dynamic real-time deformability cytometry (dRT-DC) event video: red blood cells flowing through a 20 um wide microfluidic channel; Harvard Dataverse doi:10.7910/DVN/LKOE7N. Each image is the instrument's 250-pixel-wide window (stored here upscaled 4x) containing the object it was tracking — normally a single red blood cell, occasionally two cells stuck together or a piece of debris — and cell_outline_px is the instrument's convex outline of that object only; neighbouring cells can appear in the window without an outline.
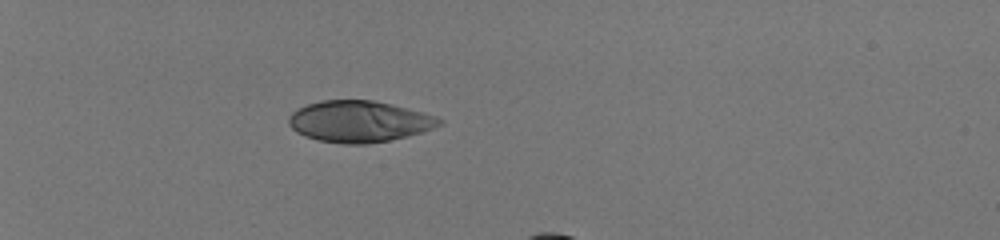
{"species": "human", "species_latin": "Homo sapiens", "temperature_condition": "room temperature", "stored_images_in_passage": 36, "camera_frame_rate_fps": 3000, "um_per_image_px": 0.085, "donor": {"sex": "male"}, "frame": {"image": 1, "passage_image": 1, "time_ms": 0.0, "image_size_px": [1000, 240], "cell_outline_px": [[444, 124], [424, 132], [408, 136], [388, 140], [364, 144], [344, 144], [316, 140], [304, 136], [296, 132], [288, 124], [288, 116], [292, 112], [308, 104], [320, 100], [372, 100], [392, 104], [424, 112], [436, 116], [444, 120]], "centroid_in_image_um": [30.55, 10.32], "position_along_channel_um": 54.4, "area_um2": 36.59}}
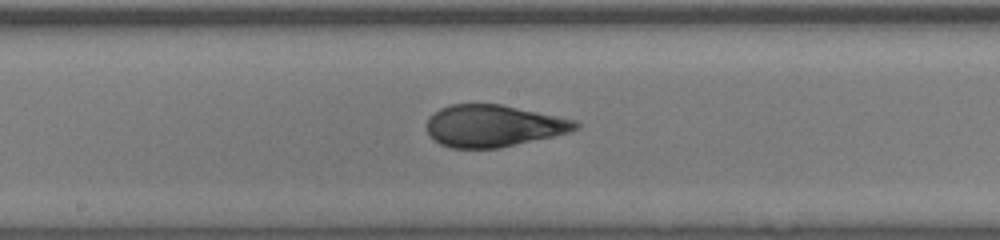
{"frame": {"image": 2, "passage_image": 16, "time_ms": 5.0, "image_size_px": [1000, 240], "cell_outline_px": [[580, 128], [568, 132], [552, 136], [500, 148], [448, 148], [440, 144], [428, 132], [428, 116], [440, 108], [452, 104], [500, 104], [576, 120], [580, 124]], "centroid_in_image_um": [41.93, 10.7], "position_along_channel_um": 206.3, "area_um2": 36.13}}
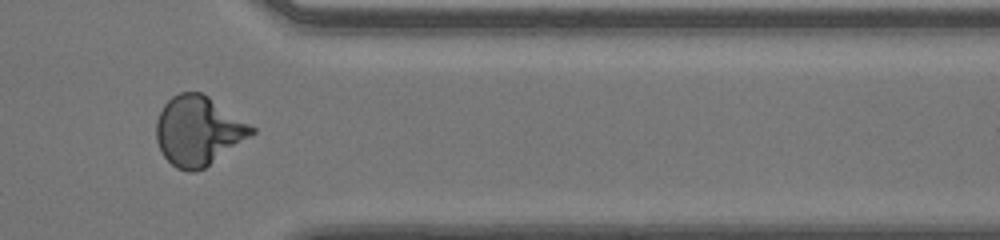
{"frame": {"image": 3, "passage_image": 30, "time_ms": 9.667, "image_size_px": [1000, 240], "cell_outline_px": [[256, 132], [204, 168], [196, 172], [188, 172], [176, 168], [164, 156], [156, 140], [156, 120], [164, 104], [172, 96], [180, 92], [200, 92], [208, 96], [256, 128]], "centroid_in_image_um": [16.83, 11.12], "position_along_channel_um": 394.6, "area_um2": 38.21}}